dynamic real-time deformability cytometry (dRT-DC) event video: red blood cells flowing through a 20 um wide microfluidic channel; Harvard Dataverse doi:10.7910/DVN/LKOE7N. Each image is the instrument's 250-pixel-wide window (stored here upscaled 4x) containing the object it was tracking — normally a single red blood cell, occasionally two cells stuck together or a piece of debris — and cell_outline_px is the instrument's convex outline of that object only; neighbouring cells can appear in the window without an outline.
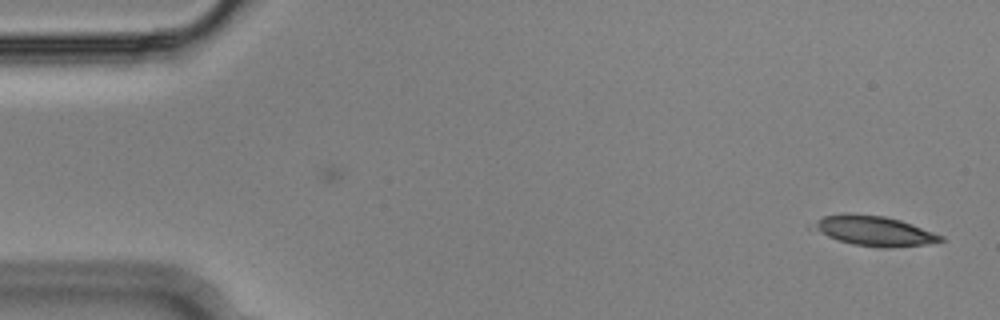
{"species": "Egyptian fruit bat (a non-hibernating species)", "species_latin": "Rousettus aegyptiacus", "temperature_condition": "cold", "stored_images_in_passage": 24, "camera_frame_rate_fps": 3000, "um_per_image_px": 0.085, "animal": {"sex": "male"}, "frame": {"image": 1, "passage_image": 1, "time_ms": 0.0, "image_size_px": [1000, 320], "cell_outline_px": [[948, 240], [928, 244], [884, 248], [852, 244], [828, 236], [808, 228], [808, 224], [824, 216], [884, 216], [900, 220], [912, 224], [944, 236]], "centroid_in_image_um": [74.34, 19.66], "position_along_channel_um": 10.7, "area_um2": 21.62}}
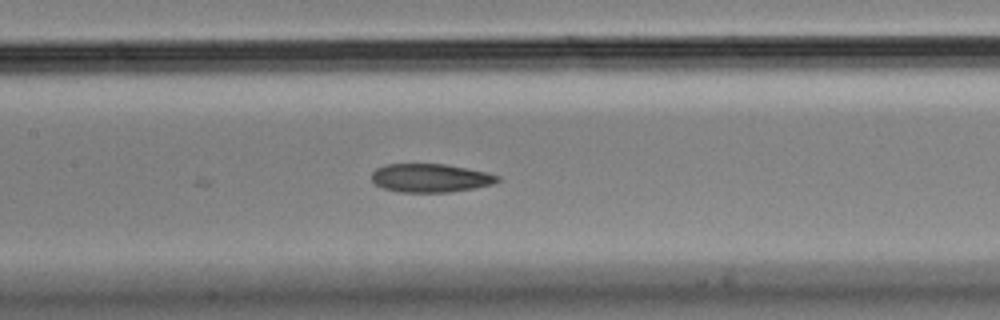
{"frame": {"image": 2, "passage_image": 24, "time_ms": 7.667, "image_size_px": [1000, 320], "cell_outline_px": [[500, 180], [492, 184], [476, 188], [452, 192], [400, 192], [384, 188], [376, 184], [372, 180], [372, 172], [376, 168], [384, 164], [444, 164], [488, 172], [500, 176]], "centroid_in_image_um": [36.61, 15.13], "position_along_channel_um": 170.8, "area_um2": 20.98}}